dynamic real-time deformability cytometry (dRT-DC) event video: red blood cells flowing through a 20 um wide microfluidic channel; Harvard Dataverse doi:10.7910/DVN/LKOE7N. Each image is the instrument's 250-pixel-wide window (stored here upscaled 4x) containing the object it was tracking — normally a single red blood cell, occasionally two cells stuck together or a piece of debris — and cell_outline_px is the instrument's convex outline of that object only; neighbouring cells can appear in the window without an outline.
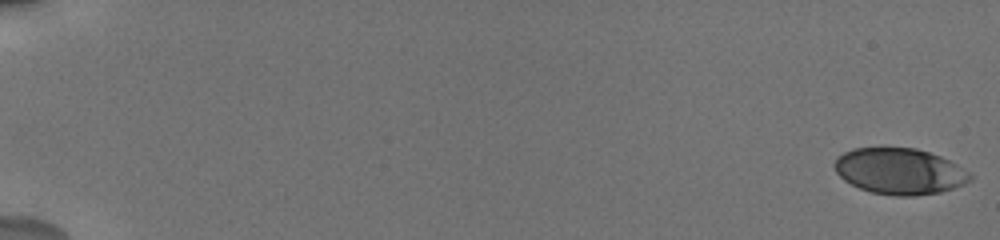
{"species": "human", "species_latin": "Homo sapiens", "temperature_condition": "cold", "stored_images_in_passage": 36, "camera_frame_rate_fps": 3000, "um_per_image_px": 0.085, "donor": {"sex": "male"}, "frame": {"image": 1, "passage_image": 1, "time_ms": 0.0, "image_size_px": [1000, 240], "cell_outline_px": [[972, 180], [964, 184], [940, 192], [912, 196], [896, 196], [872, 192], [860, 188], [844, 180], [836, 172], [832, 164], [836, 156], [852, 148], [916, 148], [940, 156], [956, 164], [968, 172], [972, 176]], "centroid_in_image_um": [76.43, 14.55], "position_along_channel_um": 8.6, "area_um2": 36.36}}
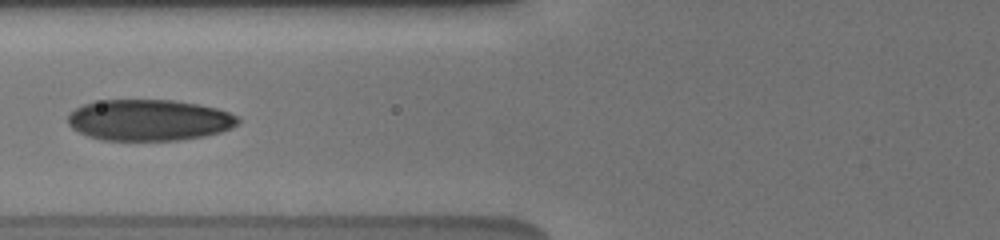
{"frame": {"image": 2, "passage_image": 15, "time_ms": 8.0, "image_size_px": [1000, 240], "cell_outline_px": [[240, 124], [232, 128], [220, 132], [204, 136], [180, 140], [100, 140], [88, 136], [72, 128], [68, 124], [68, 112], [84, 104], [104, 100], [172, 100], [200, 104], [216, 108], [240, 116]], "centroid_in_image_um": [12.7, 10.21], "position_along_channel_um": 113.1, "area_um2": 41.1}}
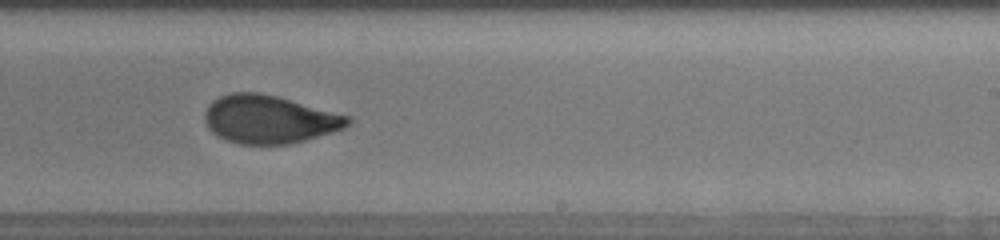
{"frame": {"image": 3, "passage_image": 24, "time_ms": 12.0, "image_size_px": [1000, 240], "cell_outline_px": [[352, 120], [344, 128], [332, 132], [304, 140], [288, 144], [240, 144], [224, 140], [212, 132], [208, 128], [204, 120], [204, 112], [208, 104], [212, 100], [220, 96], [232, 92], [260, 92], [276, 96], [352, 116]], "centroid_in_image_um": [22.86, 10.13], "position_along_channel_um": 266.1, "area_um2": 40.29}, "authors_computed_cell_mechanics": {"area_um2": 39.0439, "velocity_mm_per_s": 3.8354, "shape_relaxation_time_tau1_ms": 4.0574, "shape_relaxation_time_tau2_ms": 1.1163, "deformation_change_tau1": 0.1557, "deformation_change_tau2": 0.0627}}